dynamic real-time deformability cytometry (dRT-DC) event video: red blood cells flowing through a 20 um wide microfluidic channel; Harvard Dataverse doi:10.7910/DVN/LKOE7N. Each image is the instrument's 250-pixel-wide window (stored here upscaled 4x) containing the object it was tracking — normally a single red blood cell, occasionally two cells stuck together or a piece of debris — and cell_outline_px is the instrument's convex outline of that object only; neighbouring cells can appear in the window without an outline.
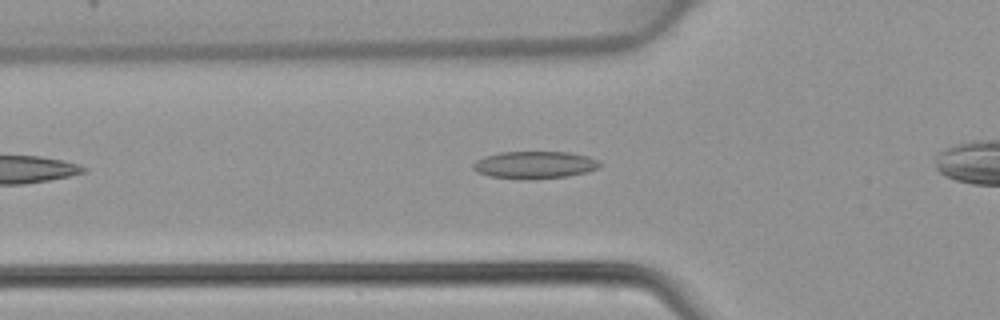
{"species": "common noctule bat (a hibernating species)", "species_latin": "Nyctalus noctula", "temperature_condition": "warm", "stored_images_in_passage": 30, "camera_frame_rate_fps": 3000, "um_per_image_px": 0.085, "animal": {"sex": "female", "body_mass_g": 22.7, "forearm_length_mm": 54.2}, "frame": {"image": 1, "passage_image": 6, "time_ms": 1.667, "image_size_px": [1000, 320], "cell_outline_px": [[604, 164], [600, 168], [588, 172], [568, 176], [532, 180], [488, 176], [476, 172], [472, 168], [472, 164], [476, 160], [484, 156], [500, 152], [568, 152], [588, 156], [600, 160]], "centroid_in_image_um": [45.48, 14.02], "position_along_channel_um": 80.3, "area_um2": 20.63}}
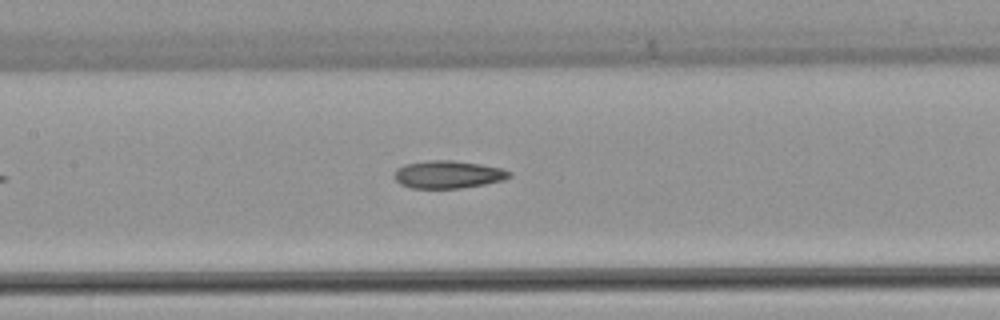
{"frame": {"image": 2, "passage_image": 12, "time_ms": 3.667, "image_size_px": [1000, 320], "cell_outline_px": [[512, 176], [504, 180], [484, 184], [460, 188], [412, 188], [400, 184], [396, 180], [396, 168], [404, 164], [428, 160], [452, 160], [480, 164], [500, 168], [512, 172]], "centroid_in_image_um": [38.1, 14.82], "position_along_channel_um": 169.3, "area_um2": 18.5}}
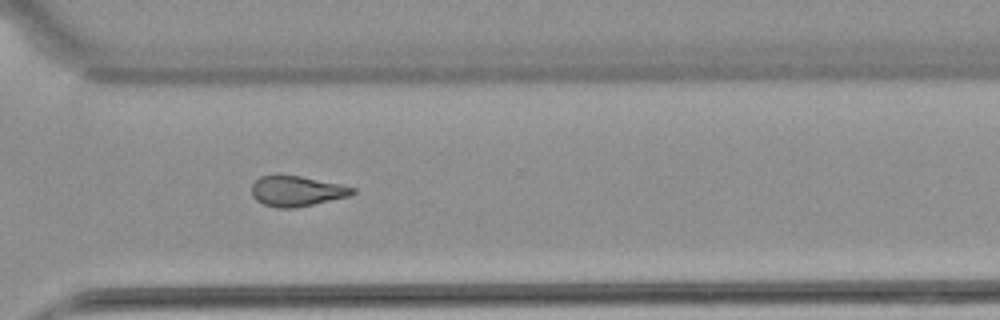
{"frame": {"image": 3, "passage_image": 24, "time_ms": 7.667, "image_size_px": [1000, 320], "cell_outline_px": [[356, 192], [348, 196], [296, 208], [276, 208], [264, 204], [256, 200], [252, 196], [252, 184], [260, 176], [300, 176], [340, 184], [356, 188]], "centroid_in_image_um": [25.22, 16.26], "position_along_channel_um": 345.4, "area_um2": 17.63}}